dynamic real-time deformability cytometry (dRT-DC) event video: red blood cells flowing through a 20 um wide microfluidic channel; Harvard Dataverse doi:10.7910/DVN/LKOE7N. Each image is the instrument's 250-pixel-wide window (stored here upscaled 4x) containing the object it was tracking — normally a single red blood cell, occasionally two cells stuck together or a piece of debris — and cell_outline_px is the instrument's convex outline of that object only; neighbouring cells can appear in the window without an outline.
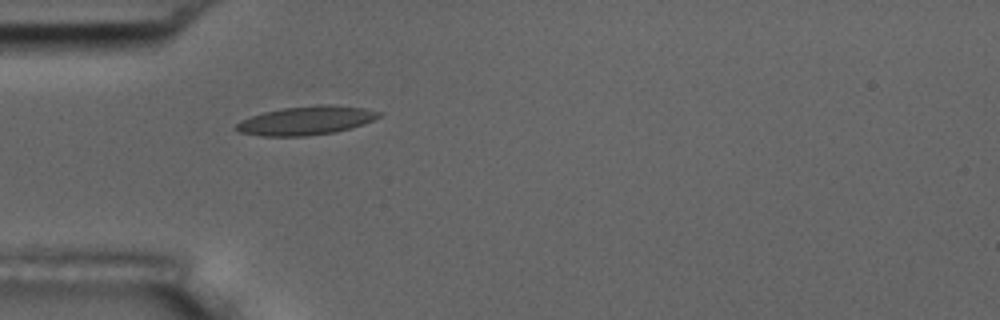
{"species": "common noctule bat (a hibernating species)", "species_latin": "Nyctalus noctula", "temperature_condition": "room temperature", "stored_images_in_passage": 4, "camera_frame_rate_fps": 3000, "um_per_image_px": 0.085, "animal": {"sex": "male", "body_mass_g": 17.5, "forearm_length_mm": 52.3}, "frame": {"image": 1, "passage_image": 4, "time_ms": 4.333, "image_size_px": [1000, 320], "cell_outline_px": [[384, 112], [380, 116], [372, 120], [352, 128], [336, 132], [304, 136], [260, 136], [240, 132], [232, 128], [240, 120], [264, 112], [280, 108], [320, 104], [332, 104], [364, 108]], "centroid_in_image_um": [26.02, 10.24], "position_along_channel_um": 59.0, "area_um2": 24.1}}